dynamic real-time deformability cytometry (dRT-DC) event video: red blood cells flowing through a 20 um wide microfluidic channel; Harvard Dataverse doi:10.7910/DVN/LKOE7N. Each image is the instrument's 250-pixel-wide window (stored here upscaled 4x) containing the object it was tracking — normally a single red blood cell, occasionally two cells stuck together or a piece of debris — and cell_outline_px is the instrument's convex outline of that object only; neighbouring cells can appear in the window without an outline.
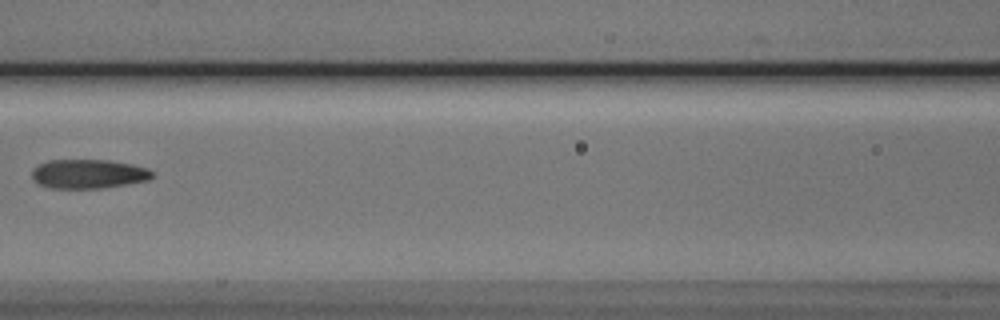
{"species": "Egyptian fruit bat (a non-hibernating species)", "species_latin": "Rousettus aegyptiacus", "temperature_condition": "cold", "stored_images_in_passage": 7, "camera_frame_rate_fps": 3000, "um_per_image_px": 0.085, "animal": {"sex": "male"}, "frame": {"image": 1, "passage_image": 3, "time_ms": 2.333, "image_size_px": [1000, 320], "cell_outline_px": [[152, 176], [148, 180], [128, 184], [104, 188], [48, 188], [36, 184], [32, 180], [32, 168], [48, 160], [112, 160], [132, 164], [148, 168], [152, 172]], "centroid_in_image_um": [7.48, 14.78], "position_along_channel_um": 159.1, "area_um2": 20.69}}
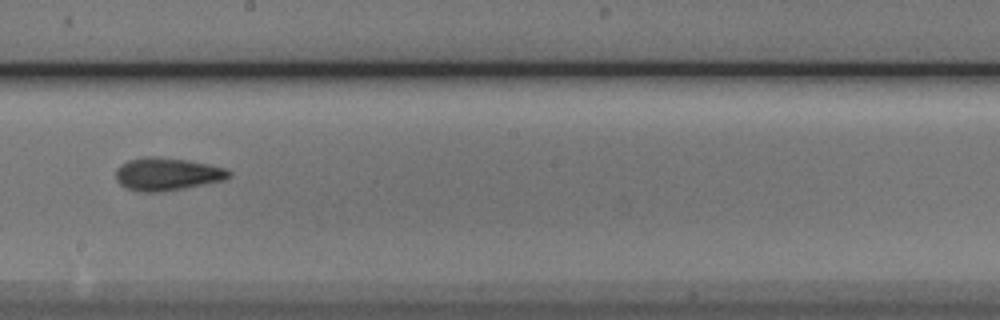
{"frame": {"image": 2, "passage_image": 5, "time_ms": 4.333, "image_size_px": [1000, 320], "cell_outline_px": [[232, 172], [224, 180], [184, 188], [160, 192], [136, 192], [124, 188], [116, 180], [116, 168], [120, 164], [128, 160], [144, 156], [152, 156], [184, 160], [208, 164], [224, 168]], "centroid_in_image_um": [14.13, 14.81], "position_along_channel_um": 234.1, "area_um2": 21.62}}
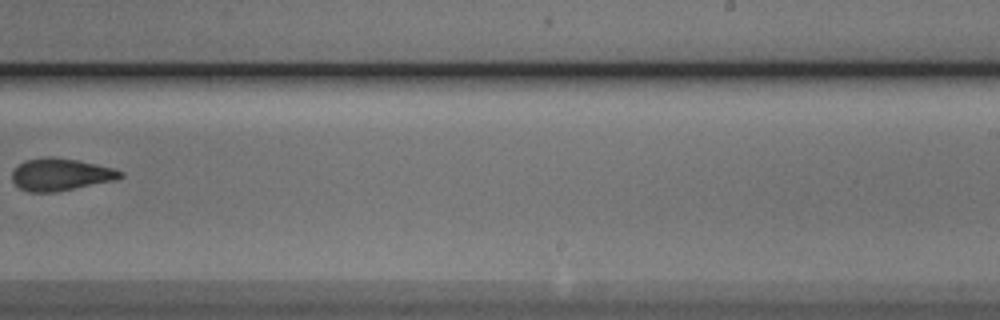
{"frame": {"image": 3, "passage_image": 6, "time_ms": 5.667, "image_size_px": [1000, 320], "cell_outline_px": [[124, 176], [116, 180], [56, 192], [28, 192], [20, 188], [12, 180], [12, 172], [24, 160], [44, 156], [52, 156], [76, 160], [96, 164], [112, 168], [124, 172]], "centroid_in_image_um": [5.15, 14.83], "position_along_channel_um": 283.8, "area_um2": 20.4}}